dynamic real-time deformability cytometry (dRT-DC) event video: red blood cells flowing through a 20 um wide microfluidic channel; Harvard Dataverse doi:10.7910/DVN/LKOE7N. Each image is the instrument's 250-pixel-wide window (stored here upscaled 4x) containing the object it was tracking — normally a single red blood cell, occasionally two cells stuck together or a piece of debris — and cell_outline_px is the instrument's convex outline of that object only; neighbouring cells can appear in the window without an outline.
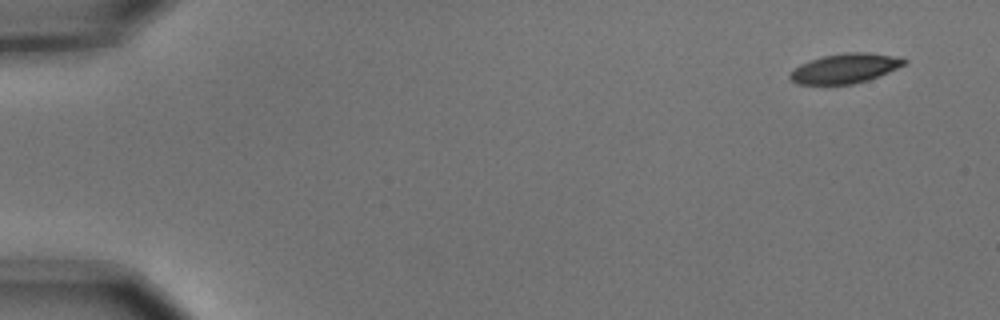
{"species": "common noctule bat (a hibernating species)", "species_latin": "Nyctalus noctula", "temperature_condition": "cold", "stored_images_in_passage": 5, "camera_frame_rate_fps": 3000, "um_per_image_px": 0.085, "animal": {"sex": "male", "body_mass_g": 15.6}, "frame": {"image": 1, "passage_image": 1, "time_ms": 0.0, "image_size_px": [1000, 320], "cell_outline_px": [[908, 64], [868, 80], [852, 84], [796, 84], [788, 76], [800, 64], [808, 60], [824, 56], [844, 52], [868, 52], [892, 56], [908, 60]], "centroid_in_image_um": [71.84, 5.81], "position_along_channel_um": 13.2, "area_um2": 19.65}}
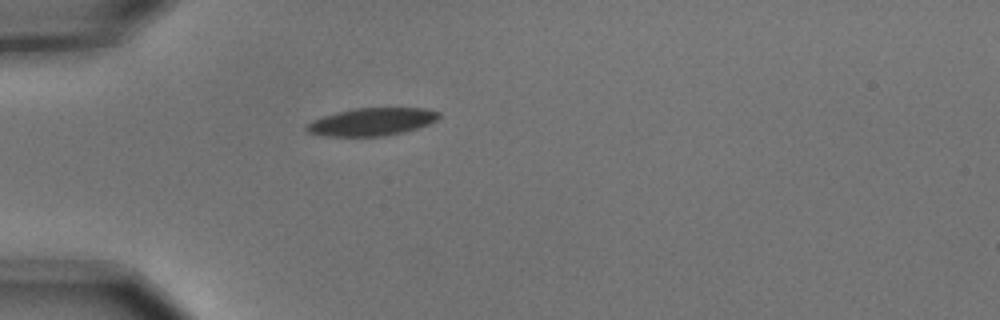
{"frame": {"image": 2, "passage_image": 4, "time_ms": 1.0, "image_size_px": [1000, 320], "cell_outline_px": [[440, 116], [436, 120], [428, 124], [416, 128], [384, 136], [328, 136], [308, 132], [304, 128], [304, 124], [312, 120], [336, 112], [352, 108], [424, 108], [440, 112]], "centroid_in_image_um": [31.56, 10.34], "position_along_channel_um": 53.4, "area_um2": 21.27}}